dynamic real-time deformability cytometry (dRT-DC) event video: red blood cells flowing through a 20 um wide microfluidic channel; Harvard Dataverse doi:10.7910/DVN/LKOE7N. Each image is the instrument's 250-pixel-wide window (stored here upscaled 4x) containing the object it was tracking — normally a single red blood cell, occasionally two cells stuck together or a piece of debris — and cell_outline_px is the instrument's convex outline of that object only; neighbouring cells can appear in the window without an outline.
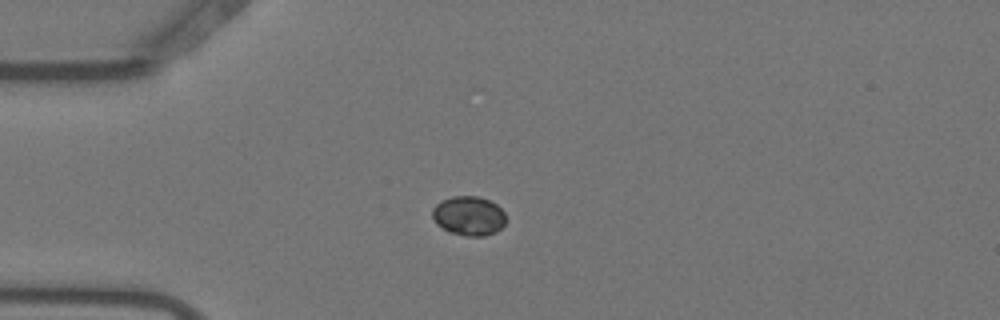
{"species": "Egyptian fruit bat (a non-hibernating species)", "species_latin": "Rousettus aegyptiacus", "temperature_condition": "warm", "stored_images_in_passage": 23, "camera_frame_rate_fps": 3000, "um_per_image_px": 0.085, "animal": {"sex": "female"}, "frame": {"image": 1, "passage_image": 9, "time_ms": 2.667, "image_size_px": [1000, 320], "cell_outline_px": [[504, 224], [496, 232], [484, 236], [464, 236], [448, 232], [436, 224], [432, 216], [432, 208], [440, 200], [452, 196], [476, 196], [488, 200], [496, 204], [504, 212]], "centroid_in_image_um": [39.8, 18.35], "position_along_channel_um": 45.2, "area_um2": 16.94}}
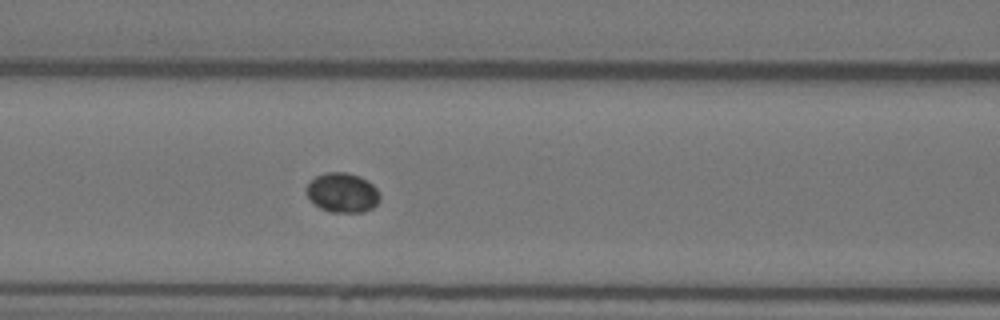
{"frame": {"image": 2, "passage_image": 18, "time_ms": 5.667, "image_size_px": [1000, 320], "cell_outline_px": [[380, 200], [372, 208], [364, 212], [328, 212], [320, 208], [308, 196], [308, 184], [316, 176], [328, 172], [348, 172], [360, 176], [368, 180], [380, 192]], "centroid_in_image_um": [29.16, 16.37], "position_along_channel_um": 137.4, "area_um2": 16.88}}
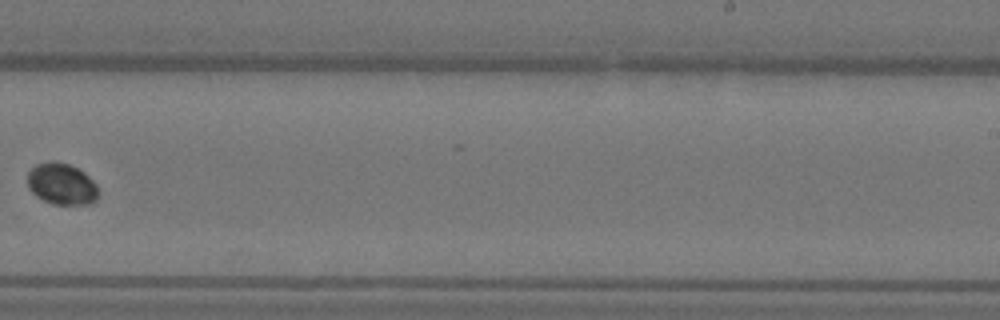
{"frame": {"image": 3, "passage_image": 23, "time_ms": 7.333, "image_size_px": [1000, 320], "cell_outline_px": [[100, 196], [96, 200], [88, 204], [52, 204], [36, 196], [28, 188], [28, 172], [36, 164], [68, 164], [84, 172], [96, 184], [100, 192]], "centroid_in_image_um": [5.28, 15.69], "position_along_channel_um": 283.7, "area_um2": 16.76}}